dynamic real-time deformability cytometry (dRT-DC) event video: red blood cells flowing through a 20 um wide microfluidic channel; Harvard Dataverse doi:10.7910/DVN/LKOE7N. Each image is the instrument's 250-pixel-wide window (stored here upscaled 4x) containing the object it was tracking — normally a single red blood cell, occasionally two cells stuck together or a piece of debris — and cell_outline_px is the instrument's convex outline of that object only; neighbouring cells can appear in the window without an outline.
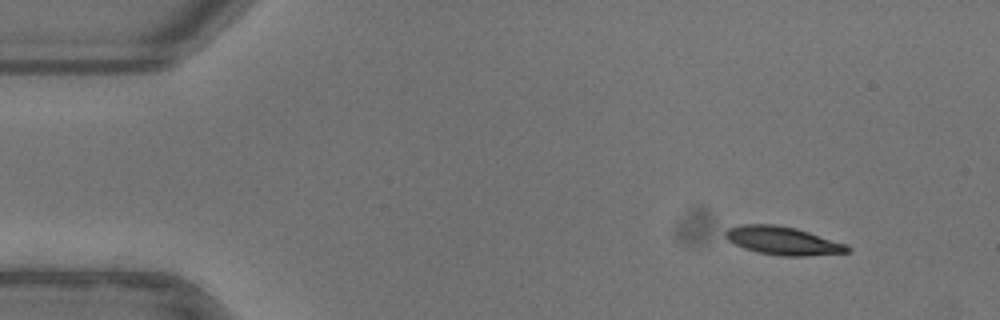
{"species": "common noctule bat (a hibernating species)", "species_latin": "Nyctalus noctula", "temperature_condition": "warm", "stored_images_in_passage": 48, "camera_frame_rate_fps": 3000, "um_per_image_px": 0.085, "animal": {"sex": "female"}, "frame": {"image": 1, "passage_image": 1, "time_ms": 0.0, "image_size_px": [1000, 320], "cell_outline_px": [[852, 248], [848, 252], [808, 256], [780, 256], [756, 252], [744, 248], [728, 240], [724, 236], [724, 232], [728, 228], [740, 224], [776, 224], [796, 228], [848, 244]], "centroid_in_image_um": [66.55, 20.46], "position_along_channel_um": 18.4, "area_um2": 20.29}}
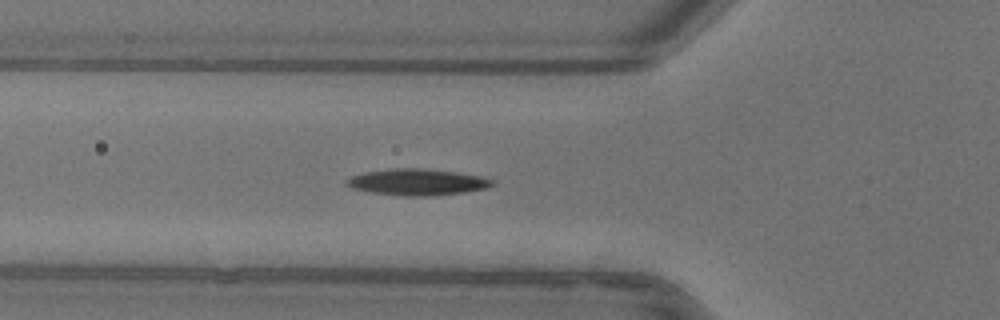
{"frame": {"image": 2, "passage_image": 14, "time_ms": 4.333, "image_size_px": [1000, 320], "cell_outline_px": [[496, 184], [488, 188], [464, 192], [428, 196], [400, 196], [372, 192], [352, 188], [344, 184], [344, 180], [352, 176], [364, 172], [388, 168], [424, 168], [456, 172], [480, 176], [496, 180]], "centroid_in_image_um": [35.47, 15.47], "position_along_channel_um": 90.3, "area_um2": 22.66}}
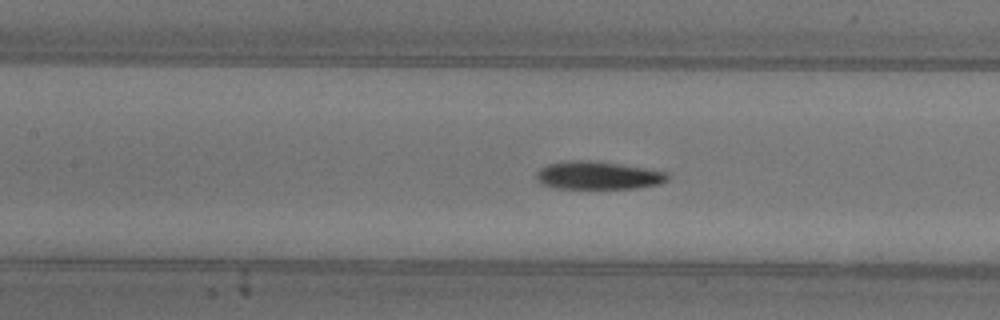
{"frame": {"image": 3, "passage_image": 19, "time_ms": 6.0, "image_size_px": [1000, 320], "cell_outline_px": [[668, 180], [660, 184], [636, 188], [556, 188], [540, 184], [536, 176], [536, 172], [540, 168], [548, 164], [568, 160], [588, 160], [620, 164], [668, 172]], "centroid_in_image_um": [50.81, 14.91], "position_along_channel_um": 156.6, "area_um2": 21.39}, "authors_computed_cell_mechanics": {"area_um2": 21.1548, "velocity_mm_per_s": 3.9272, "shape_relaxation_time_tau1_ms": 3.0801, "shape_relaxation_time_tau2_ms": 4.6533, "deformation_change_tau1": 0.1605, "deformation_change_tau2": 0.1077}}